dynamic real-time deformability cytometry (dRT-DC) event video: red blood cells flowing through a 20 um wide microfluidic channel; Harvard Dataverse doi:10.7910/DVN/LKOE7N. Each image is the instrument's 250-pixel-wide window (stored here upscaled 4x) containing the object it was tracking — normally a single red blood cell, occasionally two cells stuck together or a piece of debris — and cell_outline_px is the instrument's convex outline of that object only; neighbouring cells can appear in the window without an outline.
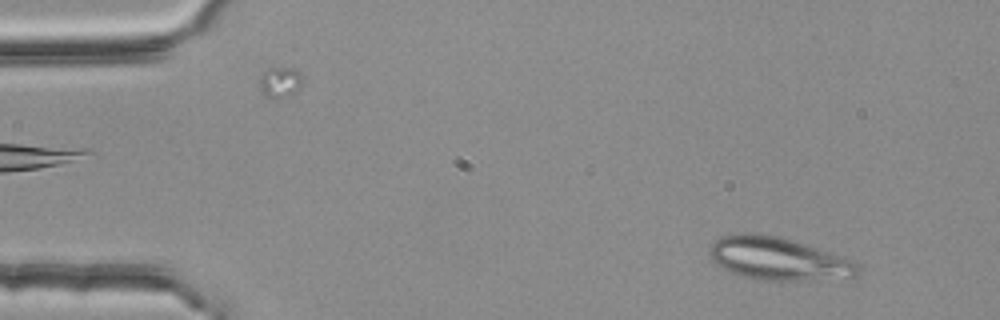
{"species": "common noctule bat (a hibernating species)", "species_latin": "Nyctalus noctula", "temperature_condition": "room temperature", "stored_images_in_passage": 51, "camera_frame_rate_fps": 3000, "um_per_image_px": 0.085, "animal": {"sex": "female", "body_mass_g": 25.1}, "frame": {"image": 1, "passage_image": 5, "time_ms": 1.333, "image_size_px": [1000, 320], "cell_outline_px": [[860, 272], [856, 276], [800, 280], [764, 280], [740, 276], [716, 264], [708, 256], [708, 248], [720, 236], [776, 236], [840, 256], [852, 260], [860, 268]], "centroid_in_image_um": [66.12, 22.04], "position_along_channel_um": 18.9, "area_um2": 35.43}}
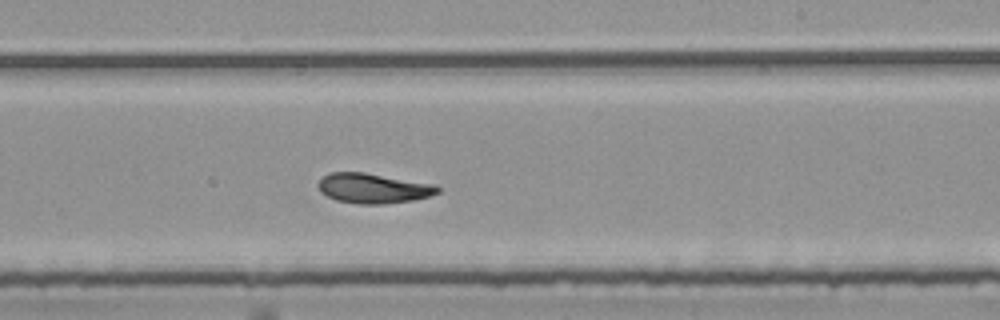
{"frame": {"image": 2, "passage_image": 32, "time_ms": 10.333, "image_size_px": [1000, 320], "cell_outline_px": [[440, 192], [428, 196], [412, 200], [384, 204], [360, 204], [336, 200], [320, 192], [316, 184], [328, 172], [364, 172], [436, 184], [440, 188]], "centroid_in_image_um": [31.72, 15.99], "position_along_channel_um": 257.3, "area_um2": 20.92}}
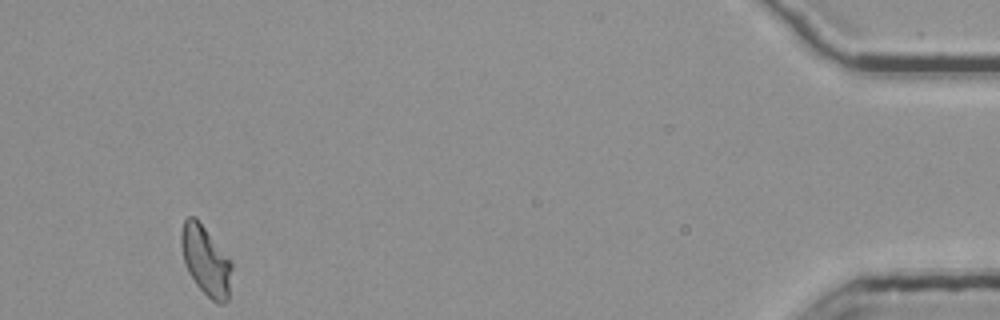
{"frame": {"image": 3, "passage_image": 51, "time_ms": 16.667, "image_size_px": [1000, 320], "cell_outline_px": [[232, 268], [228, 300], [224, 304], [220, 304], [212, 300], [196, 284], [188, 272], [184, 264], [180, 244], [180, 232], [184, 220], [188, 216], [192, 216], [204, 228], [232, 264]], "centroid_in_image_um": [17.46, 22.19], "position_along_channel_um": 417.7, "area_um2": 20.0}, "authors_computed_cell_mechanics": {"area_um2": 20.808, "velocity_mm_per_s": 3.7378, "shape_relaxation_time_tau1_ms": 7.7326, "shape_relaxation_time_tau2_ms": 1.5181, "deformation_change_tau1": 0.1816, "deformation_change_tau2": 0.0654}}